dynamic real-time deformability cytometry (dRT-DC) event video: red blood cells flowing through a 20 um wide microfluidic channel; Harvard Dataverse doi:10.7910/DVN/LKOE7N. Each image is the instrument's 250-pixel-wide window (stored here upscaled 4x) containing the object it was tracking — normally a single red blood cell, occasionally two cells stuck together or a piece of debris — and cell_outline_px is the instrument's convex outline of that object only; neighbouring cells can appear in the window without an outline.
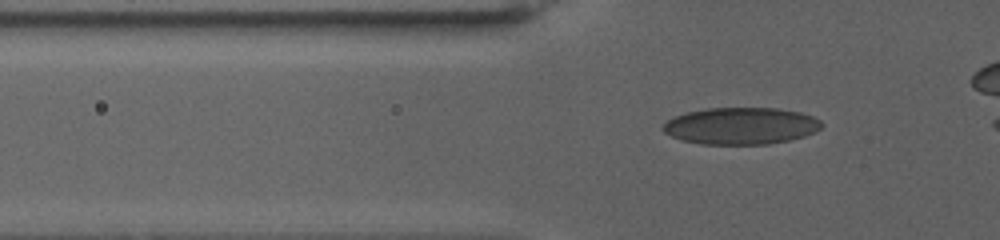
{"species": "human", "species_latin": "Homo sapiens", "temperature_condition": "warm", "stored_images_in_passage": 61, "camera_frame_rate_fps": 3000, "um_per_image_px": 0.085, "donor": {"sex": "female"}, "frame": {"image": 1, "passage_image": 19, "time_ms": 6.0, "image_size_px": [1000, 240], "cell_outline_px": [[824, 124], [820, 128], [804, 136], [788, 140], [768, 144], [700, 144], [680, 140], [664, 132], [660, 128], [668, 120], [676, 116], [688, 112], [708, 108], [780, 108], [800, 112], [812, 116], [820, 120]], "centroid_in_image_um": [62.97, 10.7], "position_along_channel_um": 62.8, "area_um2": 34.04}}
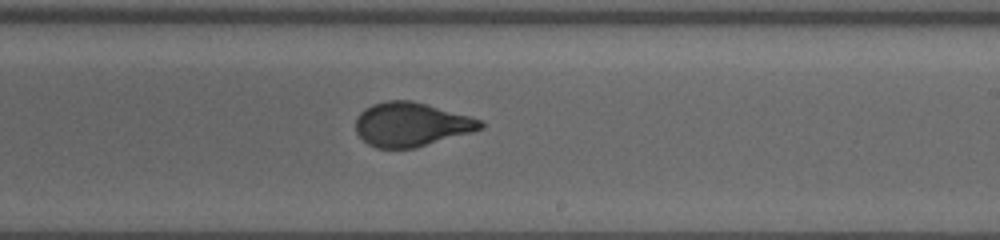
{"frame": {"image": 2, "passage_image": 40, "time_ms": 13.0, "image_size_px": [1000, 240], "cell_outline_px": [[484, 128], [472, 132], [416, 148], [376, 148], [368, 144], [356, 132], [356, 116], [364, 108], [372, 104], [388, 100], [412, 100], [484, 120]], "centroid_in_image_um": [34.96, 10.57], "position_along_channel_um": 254.0, "area_um2": 32.14}}
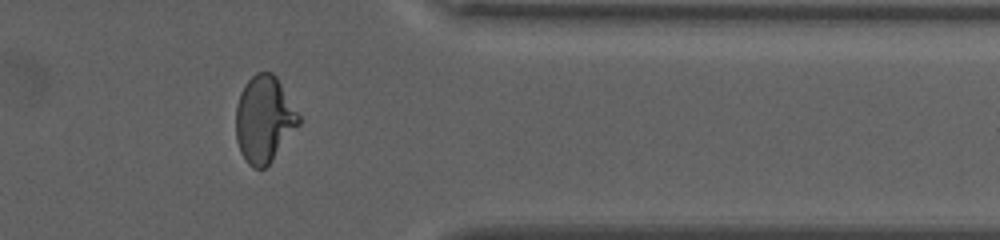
{"frame": {"image": 3, "passage_image": 55, "time_ms": 18.0, "image_size_px": [1000, 240], "cell_outline_px": [[300, 124], [272, 160], [264, 168], [252, 168], [248, 164], [240, 152], [236, 140], [236, 104], [240, 92], [244, 84], [256, 72], [272, 72], [276, 76], [300, 116]], "centroid_in_image_um": [22.43, 10.13], "position_along_channel_um": 389.0, "area_um2": 31.67}}